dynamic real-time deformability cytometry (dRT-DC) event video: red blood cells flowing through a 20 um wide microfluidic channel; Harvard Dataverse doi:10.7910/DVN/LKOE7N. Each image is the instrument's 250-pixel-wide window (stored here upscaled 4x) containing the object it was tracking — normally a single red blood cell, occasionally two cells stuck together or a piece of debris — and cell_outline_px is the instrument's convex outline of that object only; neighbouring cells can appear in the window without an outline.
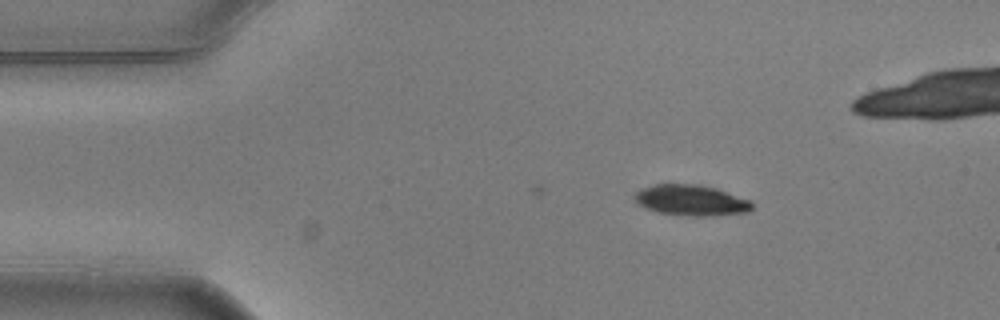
{"species": "common noctule bat (a hibernating species)", "species_latin": "Nyctalus noctula", "temperature_condition": "warm", "stored_images_in_passage": 7, "camera_frame_rate_fps": 3000, "um_per_image_px": 0.085, "animal": {"sex": "male", "body_mass_g": 20.5, "forearm_length_mm": 52.5}, "frame": {"image": 1, "passage_image": 4, "time_ms": 1.0, "image_size_px": [1000, 320], "cell_outline_px": [[752, 208], [748, 212], [712, 216], [692, 216], [660, 212], [644, 208], [636, 204], [632, 200], [632, 196], [640, 188], [652, 184], [700, 184], [716, 188], [752, 200]], "centroid_in_image_um": [58.7, 17.01], "position_along_channel_um": 26.3, "area_um2": 21.44}}
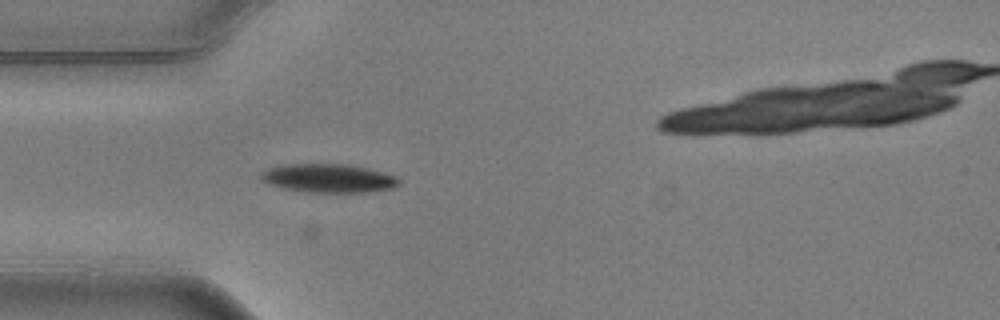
{"frame": {"image": 2, "passage_image": 6, "time_ms": 1.667, "image_size_px": [1000, 320], "cell_outline_px": [[400, 184], [392, 188], [368, 192], [304, 192], [280, 188], [268, 184], [260, 180], [260, 172], [268, 168], [280, 164], [352, 164], [380, 172], [392, 176], [400, 180]], "centroid_in_image_um": [27.82, 15.15], "position_along_channel_um": 57.2, "area_um2": 23.18}}